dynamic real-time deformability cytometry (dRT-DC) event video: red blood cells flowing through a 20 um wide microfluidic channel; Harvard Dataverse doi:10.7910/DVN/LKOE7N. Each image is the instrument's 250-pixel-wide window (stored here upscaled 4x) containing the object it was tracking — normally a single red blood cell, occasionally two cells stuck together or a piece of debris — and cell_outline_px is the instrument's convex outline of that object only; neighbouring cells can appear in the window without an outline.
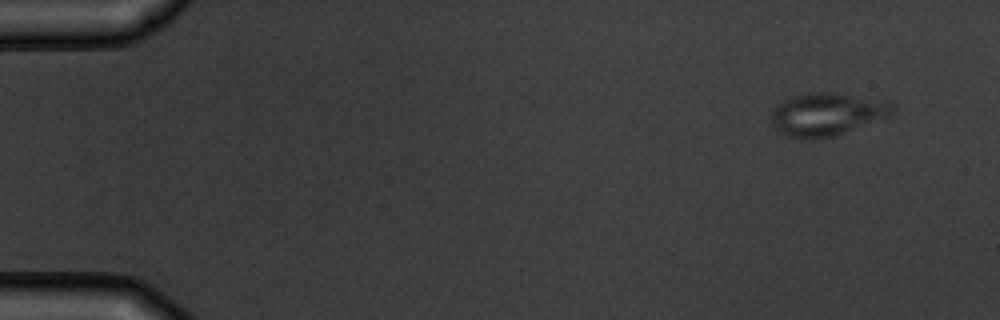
{"species": "common noctule bat (a hibernating species)", "species_latin": "Nyctalus noctula", "temperature_condition": "warm", "stored_images_in_passage": 5, "camera_frame_rate_fps": 3000, "um_per_image_px": 0.085, "animal": {"sex": "male", "body_mass_g": 19.5, "forearm_length_mm": 54.6}, "frame": {"image": 1, "passage_image": 1, "time_ms": 0.0, "image_size_px": [1000, 320], "cell_outline_px": [[896, 108], [892, 116], [832, 136], [788, 136], [780, 132], [776, 128], [768, 116], [784, 100], [792, 96], [808, 92], [836, 92], [892, 100]], "centroid_in_image_um": [70.41, 9.64], "position_along_channel_um": 14.6, "area_um2": 30.17}}